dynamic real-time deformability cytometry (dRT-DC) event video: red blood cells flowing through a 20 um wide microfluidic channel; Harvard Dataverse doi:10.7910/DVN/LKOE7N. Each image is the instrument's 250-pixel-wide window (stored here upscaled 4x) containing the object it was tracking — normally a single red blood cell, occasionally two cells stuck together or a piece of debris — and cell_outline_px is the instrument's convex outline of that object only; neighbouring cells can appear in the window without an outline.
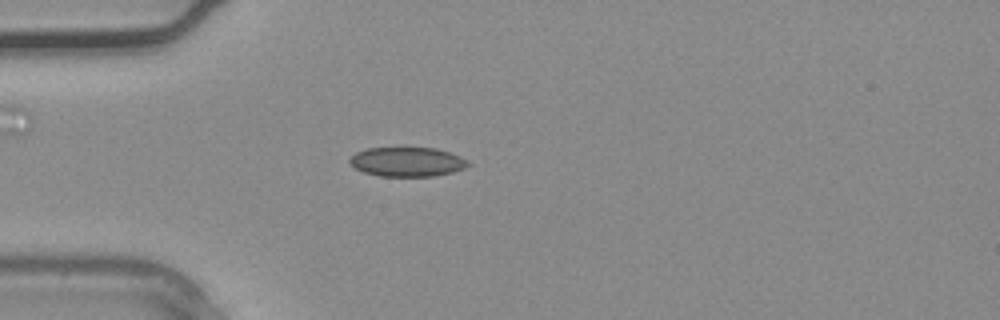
{"species": "common noctule bat (a hibernating species)", "species_latin": "Nyctalus noctula", "temperature_condition": "warm", "stored_images_in_passage": 28, "camera_frame_rate_fps": 3000, "um_per_image_px": 0.085, "animal": {"sex": "male", "body_mass_g": 20.4}, "frame": {"image": 1, "passage_image": 5, "time_ms": 1.333, "image_size_px": [1000, 320], "cell_outline_px": [[472, 164], [464, 168], [452, 172], [436, 176], [380, 176], [364, 172], [356, 168], [348, 160], [356, 152], [368, 148], [436, 148], [460, 156], [468, 160]], "centroid_in_image_um": [34.64, 13.76], "position_along_channel_um": 50.4, "area_um2": 20.17}}